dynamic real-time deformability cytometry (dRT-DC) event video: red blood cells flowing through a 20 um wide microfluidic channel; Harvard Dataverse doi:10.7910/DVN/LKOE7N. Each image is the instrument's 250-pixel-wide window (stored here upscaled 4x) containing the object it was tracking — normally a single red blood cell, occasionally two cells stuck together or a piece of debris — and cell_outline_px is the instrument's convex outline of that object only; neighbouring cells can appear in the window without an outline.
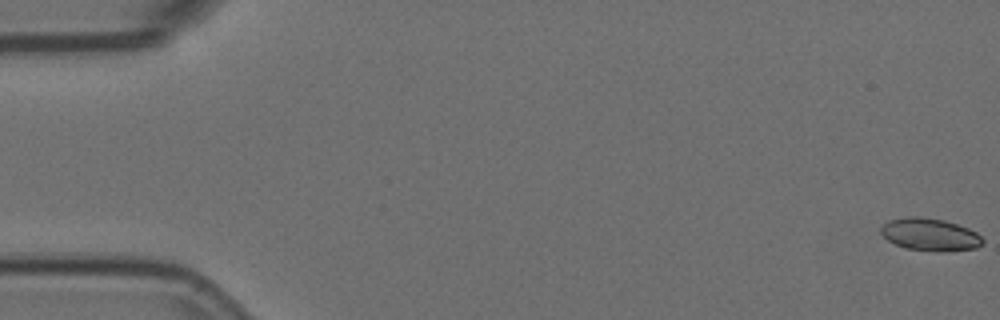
{"species": "Egyptian fruit bat (a non-hibernating species)", "species_latin": "Rousettus aegyptiacus", "temperature_condition": "room temperature", "stored_images_in_passage": 5, "camera_frame_rate_fps": 3000, "um_per_image_px": 0.085, "animal": {"sex": "female"}, "frame": {"image": 1, "passage_image": 1, "time_ms": 0.0, "image_size_px": [1000, 320], "cell_outline_px": [[984, 244], [976, 248], [948, 252], [936, 252], [904, 248], [888, 240], [880, 232], [880, 228], [888, 220], [908, 216], [920, 216], [944, 220], [968, 228], [976, 232], [984, 240]], "centroid_in_image_um": [79.06, 19.94], "position_along_channel_um": 5.9, "area_um2": 19.54}}
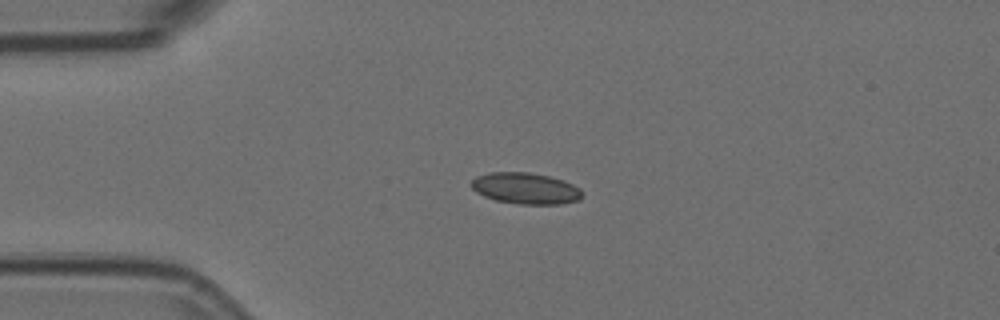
{"frame": {"image": 2, "passage_image": 4, "time_ms": 1.0, "image_size_px": [1000, 320], "cell_outline_px": [[580, 200], [560, 204], [520, 204], [496, 200], [484, 196], [476, 192], [468, 184], [476, 176], [492, 172], [528, 172], [548, 176], [564, 180], [580, 188]], "centroid_in_image_um": [44.64, 16.01], "position_along_channel_um": 40.4, "area_um2": 20.17}}